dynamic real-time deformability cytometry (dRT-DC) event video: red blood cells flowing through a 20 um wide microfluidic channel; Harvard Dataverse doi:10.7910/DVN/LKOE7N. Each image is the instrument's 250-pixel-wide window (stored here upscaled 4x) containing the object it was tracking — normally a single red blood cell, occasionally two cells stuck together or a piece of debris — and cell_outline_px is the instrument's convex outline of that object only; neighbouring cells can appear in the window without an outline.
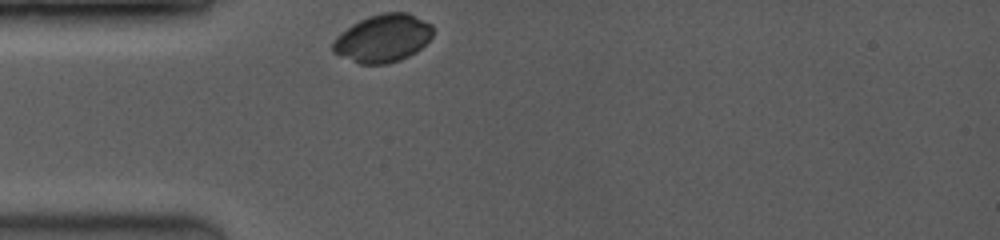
{"species": "common noctule bat (a hibernating species)", "species_latin": "Nyctalus noctula", "temperature_condition": "room temperature", "stored_images_in_passage": 3, "camera_frame_rate_fps": 3500, "um_per_image_px": 0.085, "animal": {"sex": "female", "body_mass_g": 19.0, "forearm_length_mm": 53.3}, "frame": {"image": 1, "passage_image": 1, "time_ms": 0.0, "image_size_px": [1000, 240], "cell_outline_px": [[432, 36], [416, 52], [400, 60], [384, 64], [360, 64], [332, 52], [332, 44], [336, 36], [340, 32], [352, 24], [360, 20], [384, 12], [408, 12], [432, 24]], "centroid_in_image_um": [32.53, 3.25], "position_along_channel_um": 52.5, "area_um2": 27.74}}